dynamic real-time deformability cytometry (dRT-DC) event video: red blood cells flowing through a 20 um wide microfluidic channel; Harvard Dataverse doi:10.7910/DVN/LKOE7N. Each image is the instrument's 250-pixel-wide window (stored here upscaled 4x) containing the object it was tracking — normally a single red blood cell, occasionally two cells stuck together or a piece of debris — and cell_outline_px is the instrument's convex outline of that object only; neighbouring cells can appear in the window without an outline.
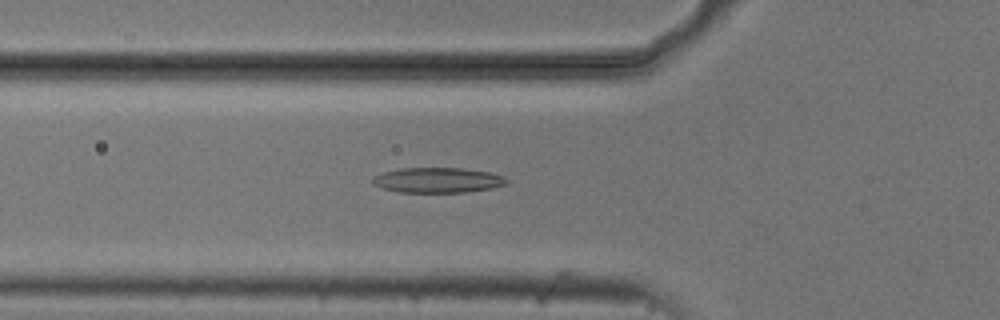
{"species": "common noctule bat (a hibernating species)", "species_latin": "Nyctalus noctula", "temperature_condition": "cold", "stored_images_in_passage": 20, "camera_frame_rate_fps": 3000, "um_per_image_px": 0.085, "animal": {"sex": "male", "body_mass_g": 20.5, "forearm_length_mm": 52.5}, "frame": {"image": 1, "passage_image": 19, "time_ms": 6.0, "image_size_px": [1000, 320], "cell_outline_px": [[508, 184], [492, 188], [464, 192], [400, 192], [380, 188], [372, 184], [372, 180], [376, 176], [384, 172], [400, 168], [460, 168], [488, 172], [504, 176], [508, 180]], "centroid_in_image_um": [37.21, 15.31], "position_along_channel_um": 88.6, "area_um2": 19.59}}